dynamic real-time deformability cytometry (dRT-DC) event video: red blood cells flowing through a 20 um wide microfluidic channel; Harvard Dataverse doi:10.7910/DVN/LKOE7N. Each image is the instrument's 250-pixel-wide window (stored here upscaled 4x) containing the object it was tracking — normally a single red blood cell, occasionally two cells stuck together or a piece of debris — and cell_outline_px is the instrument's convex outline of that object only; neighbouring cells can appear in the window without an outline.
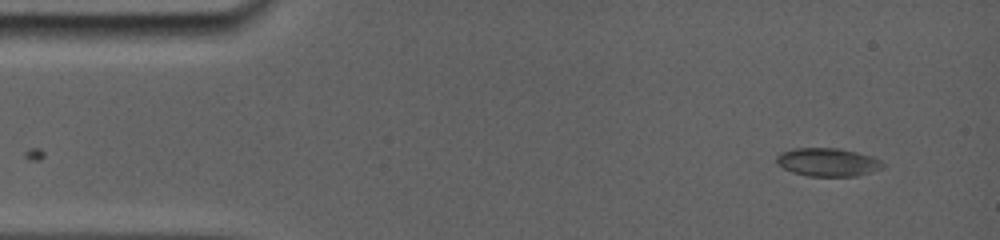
{"species": "common noctule bat (a hibernating species)", "species_latin": "Nyctalus noctula", "temperature_condition": "room temperature", "stored_images_in_passage": 46, "camera_frame_rate_fps": 5000, "um_per_image_px": 0.085, "animal": {"sex": "female", "body_mass_g": 19.0, "forearm_length_mm": 56.7}, "frame": {"image": 1, "passage_image": 1, "time_ms": 0.0, "image_size_px": [1000, 240], "cell_outline_px": [[872, 160], [864, 172], [852, 176], [808, 176], [792, 172], [784, 168], [776, 160], [784, 152], [804, 148], [828, 148], [852, 152], [864, 156]], "centroid_in_image_um": [70.02, 13.79], "position_along_channel_um": 15.0, "area_um2": 15.2}}
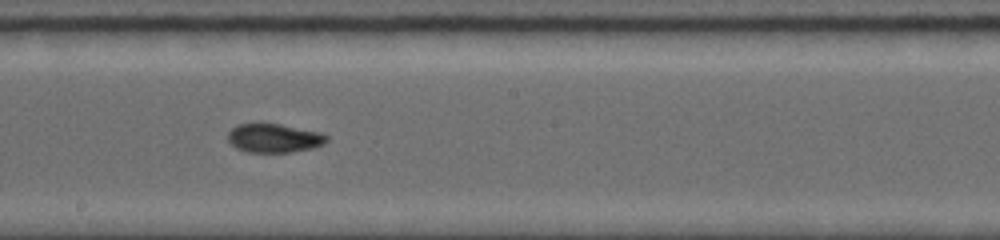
{"frame": {"image": 2, "passage_image": 25, "time_ms": 7.8, "image_size_px": [1000, 240], "cell_outline_px": [[328, 140], [324, 144], [312, 148], [292, 152], [248, 152], [236, 148], [228, 140], [228, 132], [232, 128], [240, 124], [280, 124], [320, 132], [328, 136]], "centroid_in_image_um": [23.31, 11.75], "position_along_channel_um": 224.9, "area_um2": 16.47}}
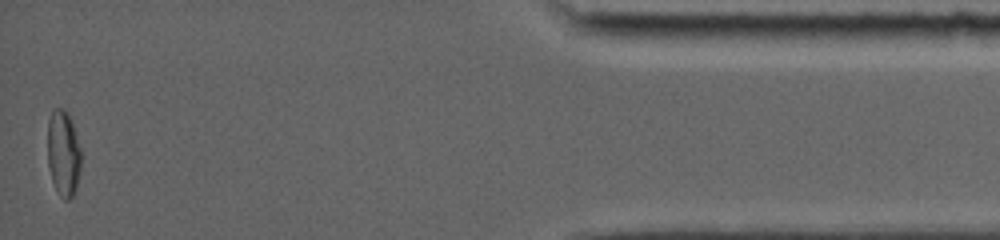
{"frame": {"image": 3, "passage_image": 46, "time_ms": 14.8, "image_size_px": [1000, 240], "cell_outline_px": [[80, 168], [76, 184], [72, 196], [68, 200], [64, 200], [60, 196], [52, 180], [48, 164], [48, 120], [52, 108], [64, 108], [68, 112], [72, 120], [80, 148]], "centroid_in_image_um": [5.37, 12.96], "position_along_channel_um": 429.8, "area_um2": 16.7}, "authors_computed_cell_mechanics": {"area_um2": 16.3574, "velocity_mm_per_s": 3.8579, "shape_relaxation_time_tau1_ms": null, "shape_relaxation_time_tau2_ms": 2.1428, "deformation_change_tau1": null, "deformation_change_tau2": 0.0582}}